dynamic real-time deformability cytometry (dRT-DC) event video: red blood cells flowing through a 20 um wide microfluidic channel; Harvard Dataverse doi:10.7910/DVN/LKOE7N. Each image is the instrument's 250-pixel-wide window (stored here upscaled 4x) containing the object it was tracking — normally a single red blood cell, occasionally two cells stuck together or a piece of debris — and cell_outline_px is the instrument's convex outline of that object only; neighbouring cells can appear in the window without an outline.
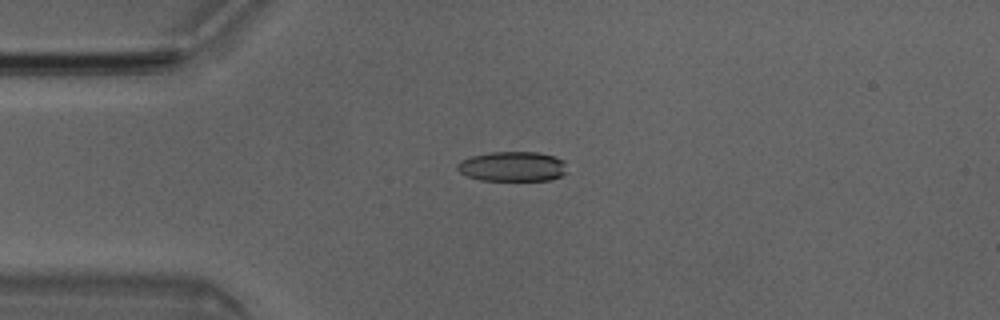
{"species": "Egyptian fruit bat (a non-hibernating species)", "species_latin": "Rousettus aegyptiacus", "temperature_condition": "room temperature", "stored_images_in_passage": 43, "camera_frame_rate_fps": 3000, "um_per_image_px": 0.085, "animal": {"sex": "male"}, "frame": {"image": 1, "passage_image": 5, "time_ms": 1.333, "image_size_px": [1000, 320], "cell_outline_px": [[568, 172], [552, 180], [480, 180], [468, 176], [460, 172], [456, 168], [456, 164], [460, 160], [472, 156], [492, 152], [540, 152], [556, 156], [564, 160]], "centroid_in_image_um": [43.6, 14.14], "position_along_channel_um": 41.4, "area_um2": 19.31}}
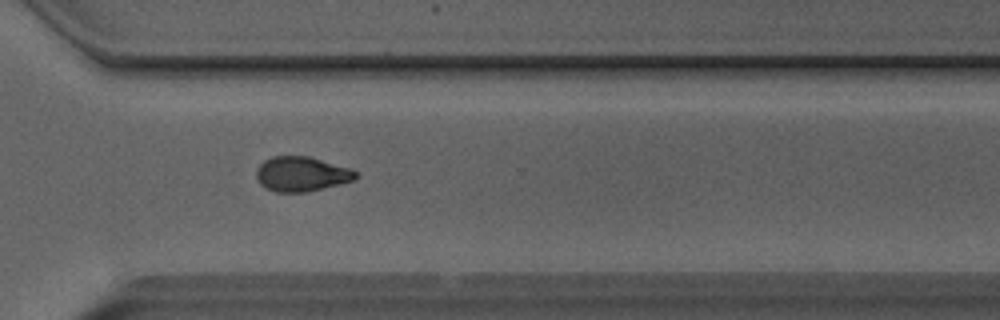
{"frame": {"image": 2, "passage_image": 29, "time_ms": 9.333, "image_size_px": [1000, 320], "cell_outline_px": [[360, 176], [352, 180], [340, 184], [304, 192], [276, 192], [260, 184], [256, 176], [256, 168], [264, 160], [272, 156], [308, 156], [352, 168]], "centroid_in_image_um": [25.63, 14.78], "position_along_channel_um": 345.0, "area_um2": 20.11}}
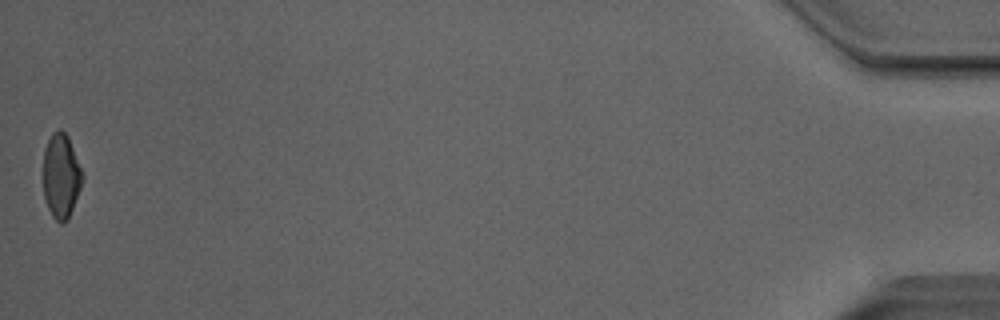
{"frame": {"image": 3, "passage_image": 43, "time_ms": 14.0, "image_size_px": [1000, 320], "cell_outline_px": [[84, 176], [80, 188], [68, 220], [64, 224], [60, 224], [52, 216], [48, 208], [44, 196], [44, 148], [52, 132], [60, 128], [68, 136]], "centroid_in_image_um": [5.19, 14.96], "position_along_channel_um": 430.0, "area_um2": 19.25}, "authors_computed_cell_mechanics": {"area_um2": 20.1144, "velocity_mm_per_s": 4.0648, "shape_relaxation_time_tau1_ms": 7.8375, "shape_relaxation_time_tau2_ms": 2.139, "deformation_change_tau1": 0.1898, "deformation_change_tau2": 0.0804}}